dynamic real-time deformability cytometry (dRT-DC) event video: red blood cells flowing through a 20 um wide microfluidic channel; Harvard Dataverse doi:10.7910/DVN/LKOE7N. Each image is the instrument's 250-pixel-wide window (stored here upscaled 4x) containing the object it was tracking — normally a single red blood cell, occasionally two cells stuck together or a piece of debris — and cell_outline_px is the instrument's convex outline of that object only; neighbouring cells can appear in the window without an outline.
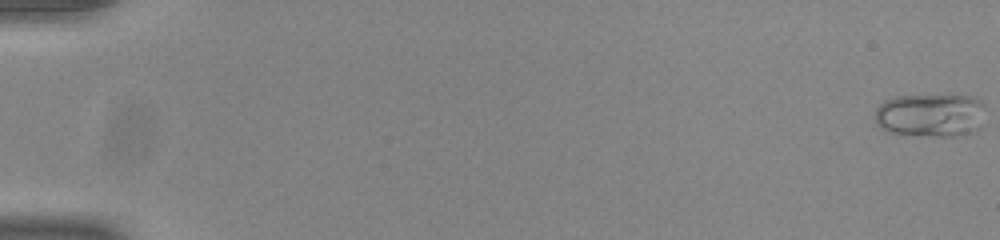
{"species": "common noctule bat (a hibernating species)", "species_latin": "Nyctalus noctula", "temperature_condition": "room temperature", "stored_images_in_passage": 21, "camera_frame_rate_fps": 3000, "um_per_image_px": 0.085, "animal": {"sex": "male", "body_mass_g": 20.0, "forearm_length_mm": 53.3}, "frame": {"image": 1, "passage_image": 1, "time_ms": 0.0, "image_size_px": [1000, 240], "cell_outline_px": [[984, 104], [980, 128], [956, 136], [928, 136], [888, 132], [880, 128], [876, 120], [876, 108], [884, 100], [896, 96], [972, 96], [980, 100]], "centroid_in_image_um": [79.07, 9.79], "position_along_channel_um": 5.9, "area_um2": 27.74}}
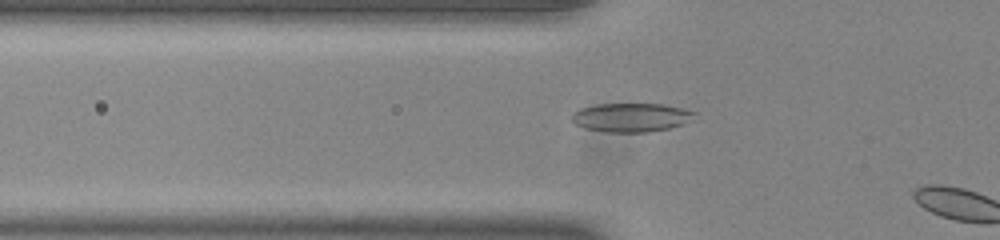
{"frame": {"image": 2, "passage_image": 20, "time_ms": 6.333, "image_size_px": [1000, 240], "cell_outline_px": [[696, 112], [680, 124], [668, 128], [648, 132], [604, 132], [584, 128], [576, 124], [572, 120], [572, 112], [580, 108], [596, 104], [664, 104], [684, 108]], "centroid_in_image_um": [53.56, 9.97], "position_along_channel_um": 72.2, "area_um2": 20.35}}